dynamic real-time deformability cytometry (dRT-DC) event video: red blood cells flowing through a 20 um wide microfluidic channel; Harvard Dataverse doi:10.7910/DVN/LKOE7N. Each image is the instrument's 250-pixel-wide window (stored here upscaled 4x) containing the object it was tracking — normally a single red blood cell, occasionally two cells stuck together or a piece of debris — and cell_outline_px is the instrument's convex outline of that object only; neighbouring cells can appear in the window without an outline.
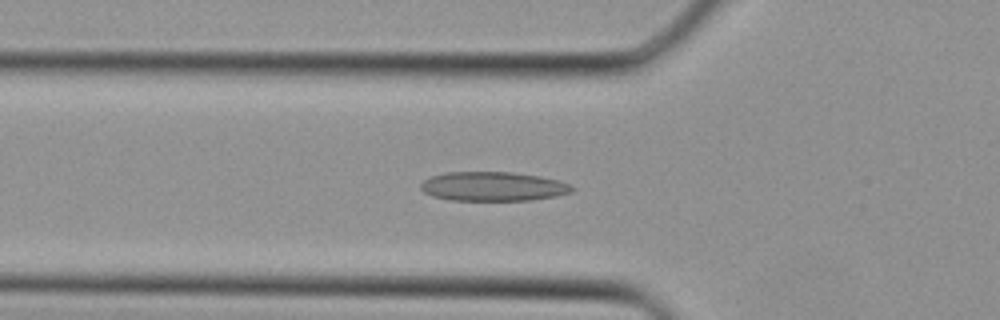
{"species": "Egyptian fruit bat (a non-hibernating species)", "species_latin": "Rousettus aegyptiacus", "temperature_condition": "cold", "stored_images_in_passage": 37, "camera_frame_rate_fps": 3000, "um_per_image_px": 0.085, "animal": {"sex": "female"}, "frame": {"image": 1, "passage_image": 13, "time_ms": 4.0, "image_size_px": [1000, 320], "cell_outline_px": [[576, 188], [572, 192], [556, 196], [532, 200], [448, 200], [432, 196], [424, 192], [420, 188], [420, 184], [424, 180], [432, 176], [444, 172], [512, 172], [540, 176], [560, 180], [572, 184]], "centroid_in_image_um": [41.95, 15.84], "position_along_channel_um": 83.9, "area_um2": 26.01}}
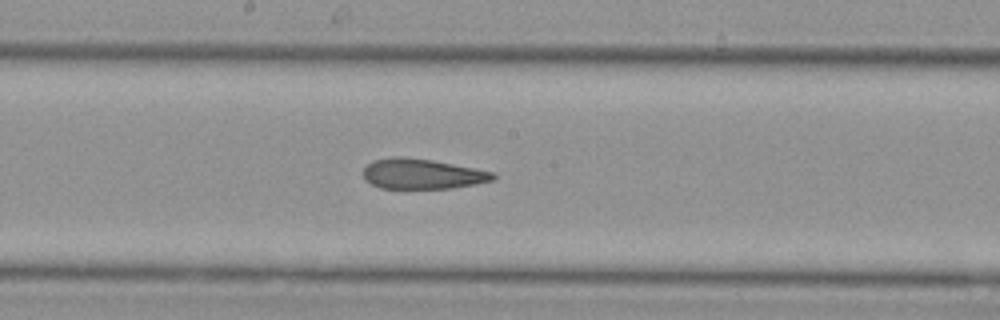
{"frame": {"image": 2, "passage_image": 20, "time_ms": 6.333, "image_size_px": [1000, 320], "cell_outline_px": [[496, 176], [492, 180], [476, 184], [452, 188], [380, 188], [364, 180], [364, 168], [372, 160], [396, 156], [432, 160], [496, 172]], "centroid_in_image_um": [35.89, 14.78], "position_along_channel_um": 212.3, "area_um2": 22.77}}
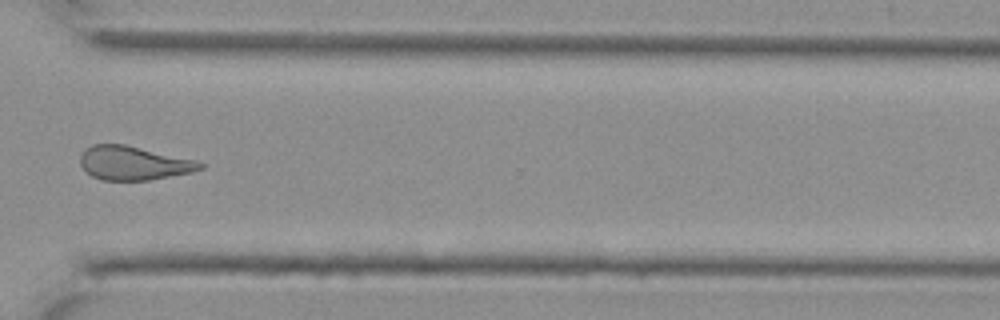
{"frame": {"image": 3, "passage_image": 28, "time_ms": 9.0, "image_size_px": [1000, 320], "cell_outline_px": [[204, 168], [192, 172], [148, 180], [100, 180], [84, 172], [80, 164], [80, 156], [84, 148], [92, 144], [124, 144], [196, 160], [204, 164]], "centroid_in_image_um": [11.31, 13.86], "position_along_channel_um": 359.3, "area_um2": 23.76}}